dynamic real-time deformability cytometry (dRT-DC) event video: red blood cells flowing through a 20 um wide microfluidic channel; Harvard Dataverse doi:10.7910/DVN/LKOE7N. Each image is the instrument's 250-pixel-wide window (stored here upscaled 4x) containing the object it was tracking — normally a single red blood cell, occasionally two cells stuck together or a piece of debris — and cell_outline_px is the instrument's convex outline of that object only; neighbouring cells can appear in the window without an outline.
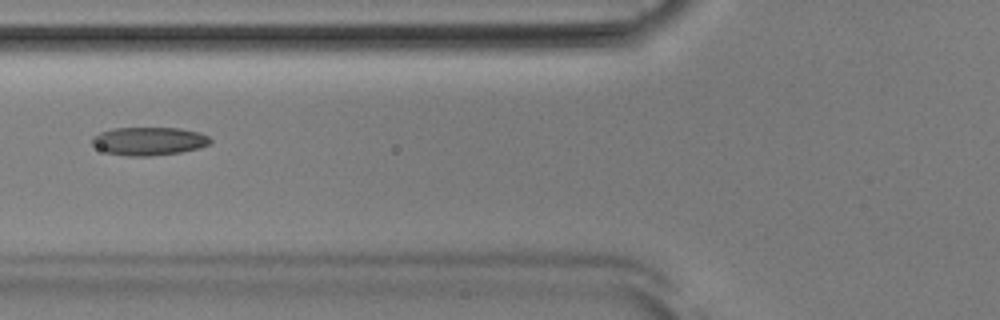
{"species": "Egyptian fruit bat (a non-hibernating species)", "species_latin": "Rousettus aegyptiacus", "temperature_condition": "room temperature", "stored_images_in_passage": 50, "camera_frame_rate_fps": 3000, "um_per_image_px": 0.085, "animal": {"sex": "male"}, "frame": {"image": 1, "passage_image": 21, "time_ms": 6.667, "image_size_px": [1000, 320], "cell_outline_px": [[212, 140], [208, 144], [196, 148], [180, 152], [148, 156], [128, 156], [104, 152], [92, 144], [92, 136], [100, 132], [112, 128], [180, 128], [200, 132], [208, 136]], "centroid_in_image_um": [12.62, 11.99], "position_along_channel_um": 113.2, "area_um2": 19.36}}
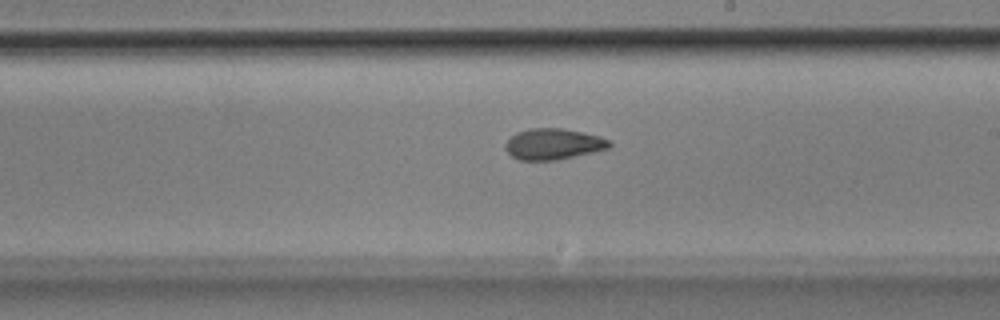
{"frame": {"image": 2, "passage_image": 31, "time_ms": 10.0, "image_size_px": [1000, 320], "cell_outline_px": [[612, 144], [608, 148], [592, 152], [556, 160], [520, 160], [512, 156], [504, 148], [504, 144], [516, 132], [528, 128], [564, 128], [600, 136], [608, 140]], "centroid_in_image_um": [47.0, 12.23], "position_along_channel_um": 242.0, "area_um2": 18.73}}
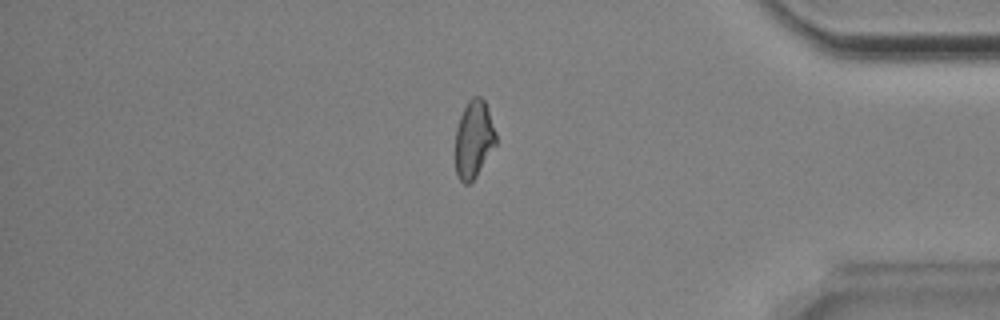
{"frame": {"image": 3, "passage_image": 45, "time_ms": 14.667, "image_size_px": [1000, 320], "cell_outline_px": [[496, 144], [476, 176], [468, 184], [464, 184], [460, 180], [456, 172], [456, 128], [460, 116], [468, 100], [472, 96], [480, 96], [484, 100], [488, 108], [496, 132]], "centroid_in_image_um": [40.28, 11.81], "position_along_channel_um": 394.9, "area_um2": 18.26}}